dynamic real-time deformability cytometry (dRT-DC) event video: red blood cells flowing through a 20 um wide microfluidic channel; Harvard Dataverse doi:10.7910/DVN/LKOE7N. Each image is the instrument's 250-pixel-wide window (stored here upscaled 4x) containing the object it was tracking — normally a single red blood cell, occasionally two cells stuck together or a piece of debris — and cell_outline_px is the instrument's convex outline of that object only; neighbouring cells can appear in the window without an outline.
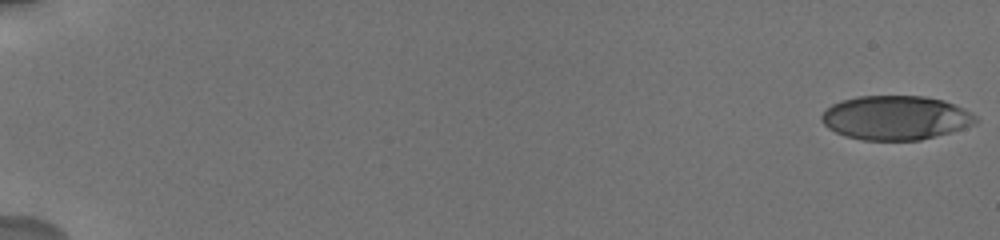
{"species": "human", "species_latin": "Homo sapiens", "temperature_condition": "cold", "stored_images_in_passage": 23, "camera_frame_rate_fps": 3000, "um_per_image_px": 0.085, "donor": {"sex": "male"}, "frame": {"image": 1, "passage_image": 1, "time_ms": 0.0, "image_size_px": [1000, 240], "cell_outline_px": [[980, 120], [976, 124], [964, 128], [920, 140], [864, 140], [844, 136], [828, 128], [820, 120], [820, 116], [832, 104], [856, 96], [924, 96], [944, 100], [964, 108], [972, 112]], "centroid_in_image_um": [76.16, 10.01], "position_along_channel_um": 8.8, "area_um2": 39.77}}
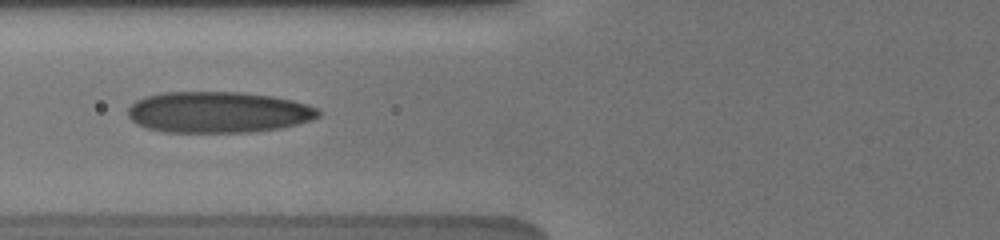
{"frame": {"image": 2, "passage_image": 14, "time_ms": 8.0, "image_size_px": [1000, 240], "cell_outline_px": [[320, 116], [312, 120], [280, 128], [248, 132], [164, 132], [148, 128], [136, 124], [128, 116], [128, 108], [136, 100], [144, 96], [160, 92], [240, 92], [272, 96], [292, 100], [308, 104], [320, 108]], "centroid_in_image_um": [18.55, 9.53], "position_along_channel_um": 107.3, "area_um2": 45.95}}
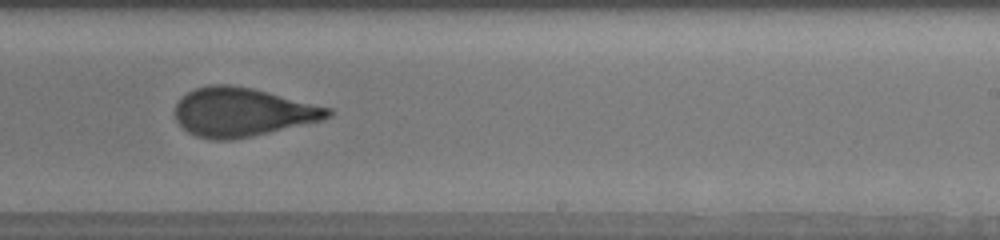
{"frame": {"image": 3, "passage_image": 21, "time_ms": 12.333, "image_size_px": [1000, 240], "cell_outline_px": [[332, 116], [320, 120], [252, 136], [232, 140], [212, 140], [196, 136], [188, 132], [176, 120], [176, 104], [188, 92], [196, 88], [208, 84], [228, 84], [252, 88], [332, 108]], "centroid_in_image_um": [20.59, 9.53], "position_along_channel_um": 268.4, "area_um2": 43.06}}